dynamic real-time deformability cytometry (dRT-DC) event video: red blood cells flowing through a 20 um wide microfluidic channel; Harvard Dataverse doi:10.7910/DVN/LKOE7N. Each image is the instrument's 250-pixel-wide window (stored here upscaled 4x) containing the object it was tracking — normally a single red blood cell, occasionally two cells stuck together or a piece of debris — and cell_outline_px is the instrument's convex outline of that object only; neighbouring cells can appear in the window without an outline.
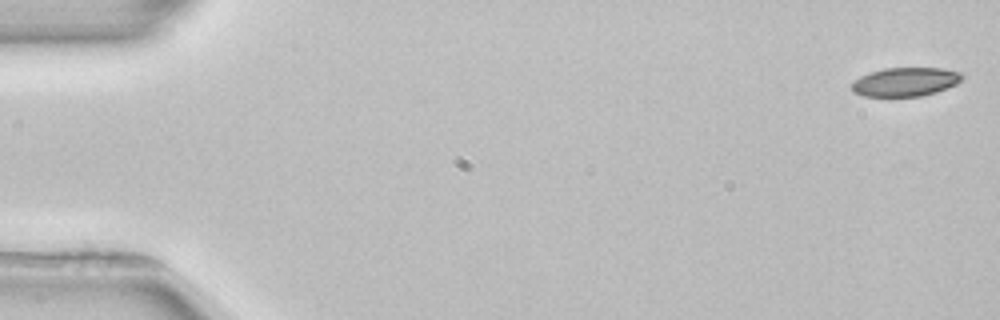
{"species": "common noctule bat (a hibernating species)", "species_latin": "Nyctalus noctula", "temperature_condition": "room temperature", "stored_images_in_passage": 4, "segment_of_instrument_passage": [2, 2], "camera_frame_rate_fps": 3000, "um_per_image_px": 0.085, "animal": {"sex": "female", "body_mass_g": 22.7, "forearm_length_mm": 54.2}, "frame": {"image": 1, "passage_image": 4, "time_ms": 5.333, "image_size_px": [1000, 320], "cell_outline_px": [[964, 76], [956, 84], [936, 92], [920, 96], [864, 96], [852, 92], [852, 84], [860, 76], [868, 72], [884, 68], [944, 68], [960, 72]], "centroid_in_image_um": [76.95, 6.95], "position_along_channel_um": 8.1, "area_um2": 18.5}}